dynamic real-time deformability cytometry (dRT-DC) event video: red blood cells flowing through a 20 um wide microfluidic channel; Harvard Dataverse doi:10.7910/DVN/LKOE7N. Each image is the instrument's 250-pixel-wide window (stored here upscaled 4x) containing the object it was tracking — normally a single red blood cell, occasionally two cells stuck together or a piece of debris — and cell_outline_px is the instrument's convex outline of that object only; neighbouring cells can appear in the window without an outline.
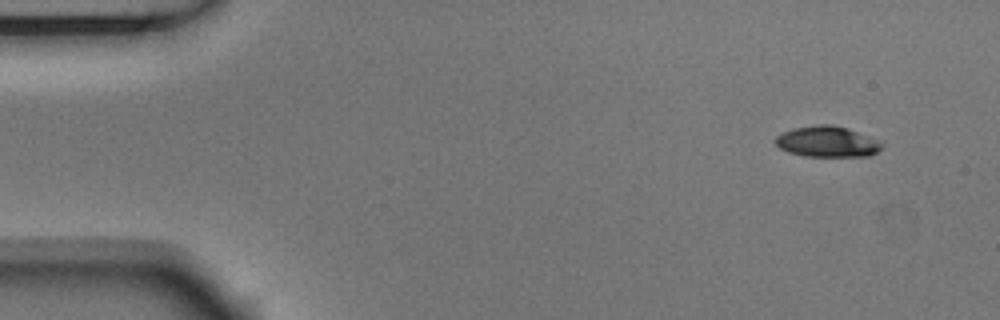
{"species": "Egyptian fruit bat (a non-hibernating species)", "species_latin": "Rousettus aegyptiacus", "temperature_condition": "room temperature", "stored_images_in_passage": 4, "camera_frame_rate_fps": 3000, "um_per_image_px": 0.085, "animal": {"sex": "male"}, "frame": {"image": 1, "passage_image": 1, "time_ms": 0.0, "image_size_px": [1000, 320], "cell_outline_px": [[884, 144], [876, 152], [868, 156], [804, 156], [788, 152], [780, 148], [772, 140], [776, 136], [792, 128], [816, 124], [832, 124], [848, 128], [868, 136]], "centroid_in_image_um": [70.26, 12.03], "position_along_channel_um": 14.7, "area_um2": 19.13}}
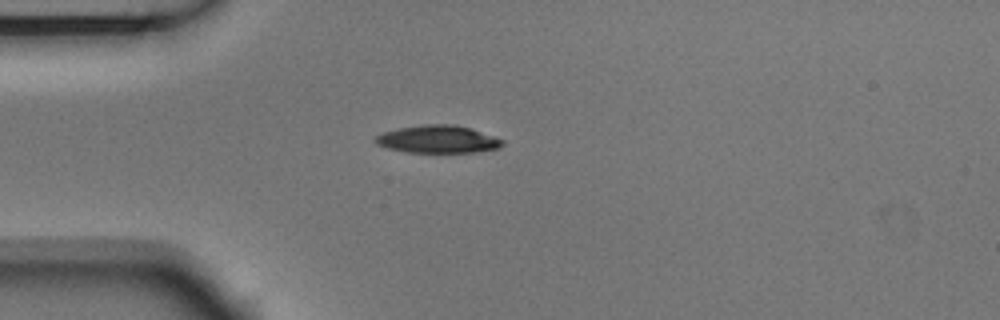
{"frame": {"image": 2, "passage_image": 4, "time_ms": 1.0, "image_size_px": [1000, 320], "cell_outline_px": [[504, 144], [500, 148], [472, 152], [408, 152], [388, 148], [376, 144], [372, 140], [376, 136], [384, 132], [400, 128], [424, 124], [452, 124], [472, 128], [504, 140]], "centroid_in_image_um": [37.23, 11.83], "position_along_channel_um": 47.8, "area_um2": 20.4}}